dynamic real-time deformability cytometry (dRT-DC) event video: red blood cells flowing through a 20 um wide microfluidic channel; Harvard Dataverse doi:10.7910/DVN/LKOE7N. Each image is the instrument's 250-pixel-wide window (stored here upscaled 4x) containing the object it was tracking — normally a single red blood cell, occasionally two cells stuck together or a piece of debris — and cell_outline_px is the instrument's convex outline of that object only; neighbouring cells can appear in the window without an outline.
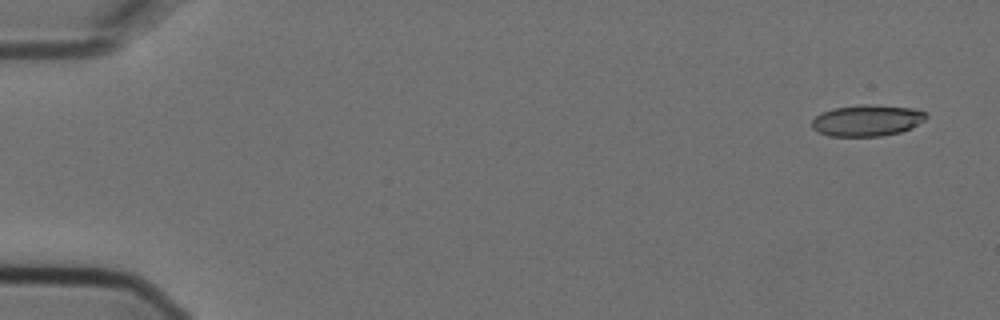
{"species": "Egyptian fruit bat (a non-hibernating species)", "species_latin": "Rousettus aegyptiacus", "temperature_condition": "cold", "stored_images_in_passage": 4, "camera_frame_rate_fps": 3000, "um_per_image_px": 0.085, "animal": {"sex": "female"}, "frame": {"image": 1, "passage_image": 1, "time_ms": 0.0, "image_size_px": [1000, 320], "cell_outline_px": [[928, 116], [924, 120], [912, 128], [900, 132], [880, 136], [828, 136], [812, 128], [812, 120], [816, 116], [832, 108], [860, 104], [868, 104], [912, 108], [924, 112]], "centroid_in_image_um": [73.7, 10.24], "position_along_channel_um": 11.3, "area_um2": 20.81}}
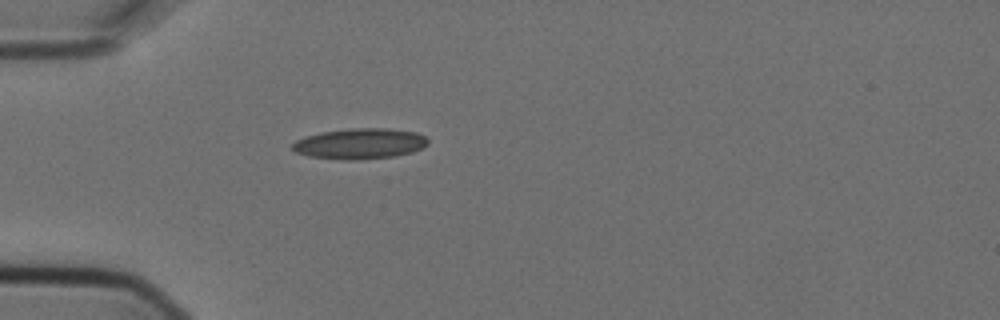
{"frame": {"image": 2, "passage_image": 4, "time_ms": 1.0, "image_size_px": [1000, 320], "cell_outline_px": [[428, 144], [412, 152], [396, 156], [356, 160], [344, 160], [308, 156], [296, 152], [292, 148], [292, 144], [296, 140], [320, 132], [352, 128], [388, 128], [416, 132], [424, 136], [428, 140]], "centroid_in_image_um": [30.59, 12.21], "position_along_channel_um": 54.4, "area_um2": 24.16}}